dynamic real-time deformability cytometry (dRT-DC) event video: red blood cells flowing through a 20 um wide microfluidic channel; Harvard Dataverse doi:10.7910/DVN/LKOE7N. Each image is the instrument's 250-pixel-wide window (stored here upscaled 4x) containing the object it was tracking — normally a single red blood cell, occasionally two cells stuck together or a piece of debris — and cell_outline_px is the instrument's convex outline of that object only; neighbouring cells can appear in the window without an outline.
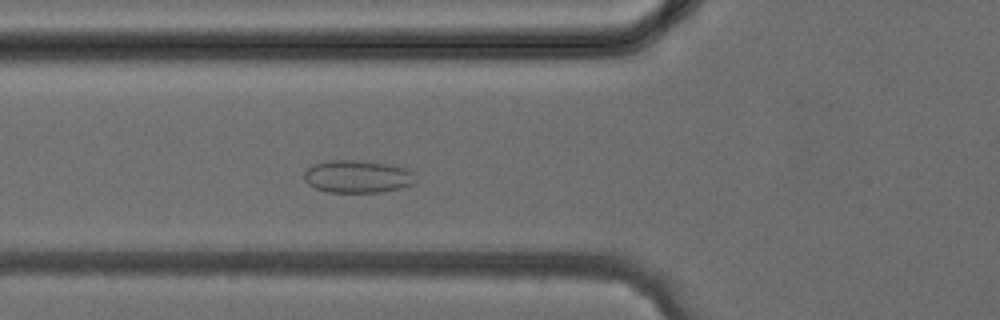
{"species": "common noctule bat (a hibernating species)", "species_latin": "Nyctalus noctula", "temperature_condition": "cold", "stored_images_in_passage": 32, "camera_frame_rate_fps": 3000, "um_per_image_px": 0.085, "animal": {"sex": "female", "body_mass_g": 24.6, "forearm_length_mm": 56.2}, "frame": {"image": 1, "passage_image": 7, "time_ms": 2.0, "image_size_px": [1000, 320], "cell_outline_px": [[416, 180], [412, 184], [400, 188], [380, 192], [328, 192], [316, 188], [308, 184], [304, 180], [304, 172], [312, 164], [328, 160], [356, 160], [392, 164], [408, 168], [416, 172]], "centroid_in_image_um": [30.42, 14.99], "position_along_channel_um": 95.4, "area_um2": 21.5}}
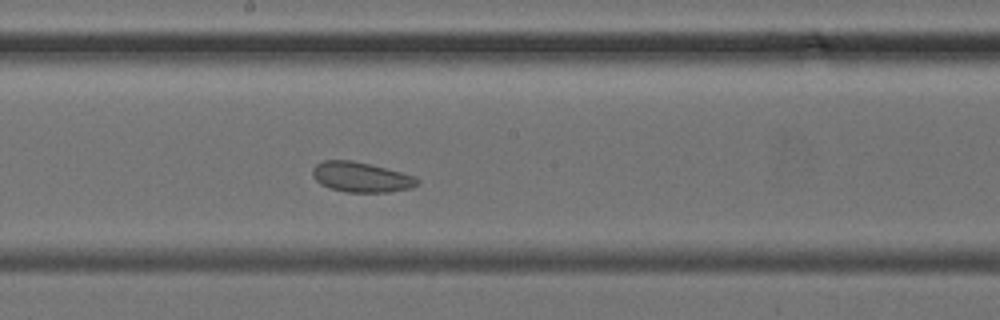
{"frame": {"image": 2, "passage_image": 14, "time_ms": 4.333, "image_size_px": [1000, 320], "cell_outline_px": [[420, 180], [412, 188], [388, 192], [348, 192], [332, 188], [320, 184], [312, 176], [312, 168], [316, 164], [324, 160], [352, 160], [416, 176]], "centroid_in_image_um": [30.68, 15.05], "position_along_channel_um": 217.5, "area_um2": 18.21}}
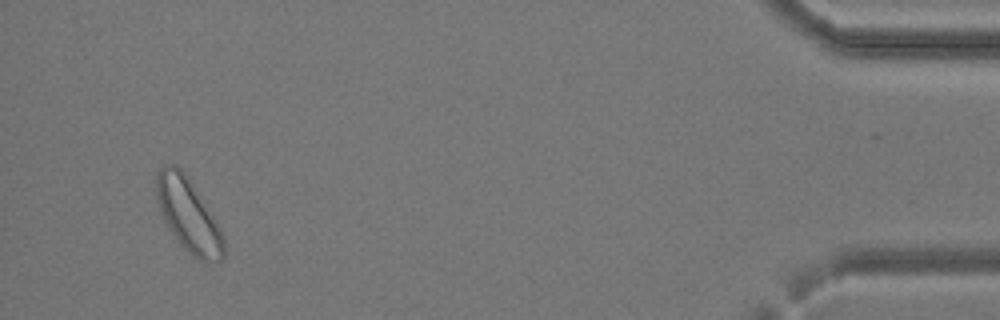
{"frame": {"image": 3, "passage_image": 30, "time_ms": 9.667, "image_size_px": [1000, 320], "cell_outline_px": [[224, 260], [204, 264], [196, 260], [180, 244], [168, 228], [160, 212], [156, 196], [156, 176], [160, 168], [164, 164], [176, 164], [188, 176], [220, 228], [224, 240]], "centroid_in_image_um": [16.01, 18.32], "position_along_channel_um": 419.2, "area_um2": 29.02}}